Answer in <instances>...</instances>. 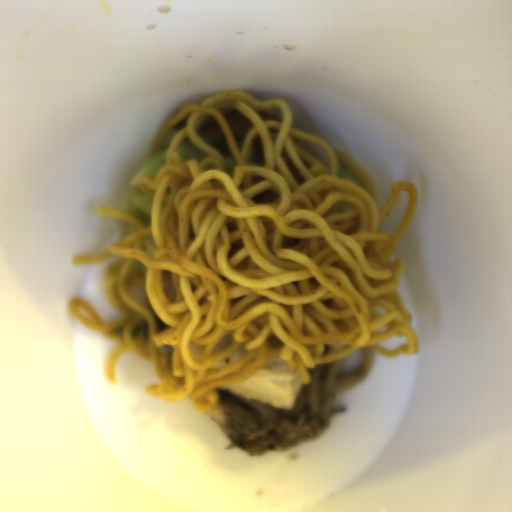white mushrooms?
<instances>
[{"instance_id": "obj_1", "label": "white mushrooms", "mask_w": 512, "mask_h": 512, "mask_svg": "<svg viewBox=\"0 0 512 512\" xmlns=\"http://www.w3.org/2000/svg\"><path fill=\"white\" fill-rule=\"evenodd\" d=\"M344 357L307 368L311 382L303 381L293 409H281L241 397L224 387L216 388L220 401L205 412L220 427L230 443L251 456L284 452L304 441L316 440L331 429L337 394L351 390L367 379L376 360L375 350L363 347L360 364L350 372L341 370Z\"/></svg>"}]
</instances>
